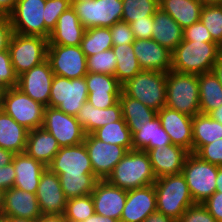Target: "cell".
Instances as JSON below:
<instances>
[{"mask_svg":"<svg viewBox=\"0 0 222 222\" xmlns=\"http://www.w3.org/2000/svg\"><path fill=\"white\" fill-rule=\"evenodd\" d=\"M221 53L216 42L183 40L172 52L171 70L196 75L212 72Z\"/></svg>","mask_w":222,"mask_h":222,"instance_id":"obj_1","label":"cell"},{"mask_svg":"<svg viewBox=\"0 0 222 222\" xmlns=\"http://www.w3.org/2000/svg\"><path fill=\"white\" fill-rule=\"evenodd\" d=\"M156 179L148 153L131 150L114 167L106 180L114 186L129 191L152 185Z\"/></svg>","mask_w":222,"mask_h":222,"instance_id":"obj_2","label":"cell"},{"mask_svg":"<svg viewBox=\"0 0 222 222\" xmlns=\"http://www.w3.org/2000/svg\"><path fill=\"white\" fill-rule=\"evenodd\" d=\"M154 187L157 211L175 221L189 206L195 204L182 173L157 178Z\"/></svg>","mask_w":222,"mask_h":222,"instance_id":"obj_3","label":"cell"},{"mask_svg":"<svg viewBox=\"0 0 222 222\" xmlns=\"http://www.w3.org/2000/svg\"><path fill=\"white\" fill-rule=\"evenodd\" d=\"M165 106L191 117L200 114L198 75L168 71Z\"/></svg>","mask_w":222,"mask_h":222,"instance_id":"obj_4","label":"cell"},{"mask_svg":"<svg viewBox=\"0 0 222 222\" xmlns=\"http://www.w3.org/2000/svg\"><path fill=\"white\" fill-rule=\"evenodd\" d=\"M122 91L158 112L166 105V73L142 70L122 85Z\"/></svg>","mask_w":222,"mask_h":222,"instance_id":"obj_5","label":"cell"},{"mask_svg":"<svg viewBox=\"0 0 222 222\" xmlns=\"http://www.w3.org/2000/svg\"><path fill=\"white\" fill-rule=\"evenodd\" d=\"M1 109L28 131L43 125L45 106L31 99L17 87L2 92Z\"/></svg>","mask_w":222,"mask_h":222,"instance_id":"obj_6","label":"cell"},{"mask_svg":"<svg viewBox=\"0 0 222 222\" xmlns=\"http://www.w3.org/2000/svg\"><path fill=\"white\" fill-rule=\"evenodd\" d=\"M194 203L205 202L216 191L218 166L189 153L182 169Z\"/></svg>","mask_w":222,"mask_h":222,"instance_id":"obj_7","label":"cell"},{"mask_svg":"<svg viewBox=\"0 0 222 222\" xmlns=\"http://www.w3.org/2000/svg\"><path fill=\"white\" fill-rule=\"evenodd\" d=\"M48 39L42 36L12 34L8 51L17 76L47 60Z\"/></svg>","mask_w":222,"mask_h":222,"instance_id":"obj_8","label":"cell"},{"mask_svg":"<svg viewBox=\"0 0 222 222\" xmlns=\"http://www.w3.org/2000/svg\"><path fill=\"white\" fill-rule=\"evenodd\" d=\"M88 93L85 77L68 79L54 75L49 106L56 107L68 115L76 116L87 101Z\"/></svg>","mask_w":222,"mask_h":222,"instance_id":"obj_9","label":"cell"},{"mask_svg":"<svg viewBox=\"0 0 222 222\" xmlns=\"http://www.w3.org/2000/svg\"><path fill=\"white\" fill-rule=\"evenodd\" d=\"M81 24L87 28L111 27L122 21V0H88L71 3Z\"/></svg>","mask_w":222,"mask_h":222,"instance_id":"obj_10","label":"cell"},{"mask_svg":"<svg viewBox=\"0 0 222 222\" xmlns=\"http://www.w3.org/2000/svg\"><path fill=\"white\" fill-rule=\"evenodd\" d=\"M42 127L58 142L60 148L84 142L85 132L76 119L56 107H45Z\"/></svg>","mask_w":222,"mask_h":222,"instance_id":"obj_11","label":"cell"},{"mask_svg":"<svg viewBox=\"0 0 222 222\" xmlns=\"http://www.w3.org/2000/svg\"><path fill=\"white\" fill-rule=\"evenodd\" d=\"M47 60L57 76L75 79L88 73L87 57L80 46L48 45Z\"/></svg>","mask_w":222,"mask_h":222,"instance_id":"obj_12","label":"cell"},{"mask_svg":"<svg viewBox=\"0 0 222 222\" xmlns=\"http://www.w3.org/2000/svg\"><path fill=\"white\" fill-rule=\"evenodd\" d=\"M46 0H18L9 15L14 33L45 37Z\"/></svg>","mask_w":222,"mask_h":222,"instance_id":"obj_13","label":"cell"},{"mask_svg":"<svg viewBox=\"0 0 222 222\" xmlns=\"http://www.w3.org/2000/svg\"><path fill=\"white\" fill-rule=\"evenodd\" d=\"M84 144L88 151L94 175L99 180H106L114 167L128 152L125 147L106 144L96 139L92 134L85 136Z\"/></svg>","mask_w":222,"mask_h":222,"instance_id":"obj_14","label":"cell"},{"mask_svg":"<svg viewBox=\"0 0 222 222\" xmlns=\"http://www.w3.org/2000/svg\"><path fill=\"white\" fill-rule=\"evenodd\" d=\"M47 168L57 175H94L84 142L61 147Z\"/></svg>","mask_w":222,"mask_h":222,"instance_id":"obj_15","label":"cell"},{"mask_svg":"<svg viewBox=\"0 0 222 222\" xmlns=\"http://www.w3.org/2000/svg\"><path fill=\"white\" fill-rule=\"evenodd\" d=\"M53 77L50 62L45 60L40 65L19 75L17 88L34 101L48 107Z\"/></svg>","mask_w":222,"mask_h":222,"instance_id":"obj_16","label":"cell"},{"mask_svg":"<svg viewBox=\"0 0 222 222\" xmlns=\"http://www.w3.org/2000/svg\"><path fill=\"white\" fill-rule=\"evenodd\" d=\"M85 79L89 92L87 102L94 107L109 108L119 101L122 85L115 76L88 72Z\"/></svg>","mask_w":222,"mask_h":222,"instance_id":"obj_17","label":"cell"},{"mask_svg":"<svg viewBox=\"0 0 222 222\" xmlns=\"http://www.w3.org/2000/svg\"><path fill=\"white\" fill-rule=\"evenodd\" d=\"M95 213L120 221L127 199V191L110 184L107 180H98L91 193Z\"/></svg>","mask_w":222,"mask_h":222,"instance_id":"obj_18","label":"cell"},{"mask_svg":"<svg viewBox=\"0 0 222 222\" xmlns=\"http://www.w3.org/2000/svg\"><path fill=\"white\" fill-rule=\"evenodd\" d=\"M157 115L172 144L186 149L189 153H193V117L166 106L159 110Z\"/></svg>","mask_w":222,"mask_h":222,"instance_id":"obj_19","label":"cell"},{"mask_svg":"<svg viewBox=\"0 0 222 222\" xmlns=\"http://www.w3.org/2000/svg\"><path fill=\"white\" fill-rule=\"evenodd\" d=\"M36 197L42 214H64L67 199L59 176L48 168L41 174Z\"/></svg>","mask_w":222,"mask_h":222,"instance_id":"obj_20","label":"cell"},{"mask_svg":"<svg viewBox=\"0 0 222 222\" xmlns=\"http://www.w3.org/2000/svg\"><path fill=\"white\" fill-rule=\"evenodd\" d=\"M133 51L142 70L167 73L172 67V52L153 39H135Z\"/></svg>","mask_w":222,"mask_h":222,"instance_id":"obj_21","label":"cell"},{"mask_svg":"<svg viewBox=\"0 0 222 222\" xmlns=\"http://www.w3.org/2000/svg\"><path fill=\"white\" fill-rule=\"evenodd\" d=\"M157 211L154 184L127 191V199L119 222H143Z\"/></svg>","mask_w":222,"mask_h":222,"instance_id":"obj_22","label":"cell"},{"mask_svg":"<svg viewBox=\"0 0 222 222\" xmlns=\"http://www.w3.org/2000/svg\"><path fill=\"white\" fill-rule=\"evenodd\" d=\"M147 153L156 178L180 174L189 154L186 149L174 144L155 147Z\"/></svg>","mask_w":222,"mask_h":222,"instance_id":"obj_23","label":"cell"},{"mask_svg":"<svg viewBox=\"0 0 222 222\" xmlns=\"http://www.w3.org/2000/svg\"><path fill=\"white\" fill-rule=\"evenodd\" d=\"M85 31L74 9L69 7L59 16L49 35L48 45L80 46Z\"/></svg>","mask_w":222,"mask_h":222,"instance_id":"obj_24","label":"cell"},{"mask_svg":"<svg viewBox=\"0 0 222 222\" xmlns=\"http://www.w3.org/2000/svg\"><path fill=\"white\" fill-rule=\"evenodd\" d=\"M41 215L36 194L16 187L5 191L3 217L38 220Z\"/></svg>","mask_w":222,"mask_h":222,"instance_id":"obj_25","label":"cell"},{"mask_svg":"<svg viewBox=\"0 0 222 222\" xmlns=\"http://www.w3.org/2000/svg\"><path fill=\"white\" fill-rule=\"evenodd\" d=\"M12 162L16 175L13 187L36 194L41 174L47 167L26 153L15 154Z\"/></svg>","mask_w":222,"mask_h":222,"instance_id":"obj_26","label":"cell"},{"mask_svg":"<svg viewBox=\"0 0 222 222\" xmlns=\"http://www.w3.org/2000/svg\"><path fill=\"white\" fill-rule=\"evenodd\" d=\"M132 134L133 150L148 152L155 147L172 144L169 135L161 125V120L154 117L142 127H128Z\"/></svg>","mask_w":222,"mask_h":222,"instance_id":"obj_27","label":"cell"},{"mask_svg":"<svg viewBox=\"0 0 222 222\" xmlns=\"http://www.w3.org/2000/svg\"><path fill=\"white\" fill-rule=\"evenodd\" d=\"M121 118L122 108L119 101L115 105L104 109L96 108L86 101L76 115V119L86 135L92 134L104 125L118 121Z\"/></svg>","mask_w":222,"mask_h":222,"instance_id":"obj_28","label":"cell"},{"mask_svg":"<svg viewBox=\"0 0 222 222\" xmlns=\"http://www.w3.org/2000/svg\"><path fill=\"white\" fill-rule=\"evenodd\" d=\"M151 39L173 52L183 41V28L168 13L159 8L153 15Z\"/></svg>","mask_w":222,"mask_h":222,"instance_id":"obj_29","label":"cell"},{"mask_svg":"<svg viewBox=\"0 0 222 222\" xmlns=\"http://www.w3.org/2000/svg\"><path fill=\"white\" fill-rule=\"evenodd\" d=\"M59 149L57 140L43 127L28 131L25 153L46 167Z\"/></svg>","mask_w":222,"mask_h":222,"instance_id":"obj_30","label":"cell"},{"mask_svg":"<svg viewBox=\"0 0 222 222\" xmlns=\"http://www.w3.org/2000/svg\"><path fill=\"white\" fill-rule=\"evenodd\" d=\"M28 130L0 109V147L14 154L25 153Z\"/></svg>","mask_w":222,"mask_h":222,"instance_id":"obj_31","label":"cell"},{"mask_svg":"<svg viewBox=\"0 0 222 222\" xmlns=\"http://www.w3.org/2000/svg\"><path fill=\"white\" fill-rule=\"evenodd\" d=\"M202 7L198 0H159V8L183 29L200 21Z\"/></svg>","mask_w":222,"mask_h":222,"instance_id":"obj_32","label":"cell"},{"mask_svg":"<svg viewBox=\"0 0 222 222\" xmlns=\"http://www.w3.org/2000/svg\"><path fill=\"white\" fill-rule=\"evenodd\" d=\"M200 114L208 115L222 105V84L213 72L198 75Z\"/></svg>","mask_w":222,"mask_h":222,"instance_id":"obj_33","label":"cell"},{"mask_svg":"<svg viewBox=\"0 0 222 222\" xmlns=\"http://www.w3.org/2000/svg\"><path fill=\"white\" fill-rule=\"evenodd\" d=\"M193 153L203 145L222 139V124L209 115L197 114L192 119Z\"/></svg>","mask_w":222,"mask_h":222,"instance_id":"obj_34","label":"cell"},{"mask_svg":"<svg viewBox=\"0 0 222 222\" xmlns=\"http://www.w3.org/2000/svg\"><path fill=\"white\" fill-rule=\"evenodd\" d=\"M122 117L128 127H142L157 116V111L147 107L137 99L127 96L123 91L119 96Z\"/></svg>","mask_w":222,"mask_h":222,"instance_id":"obj_35","label":"cell"},{"mask_svg":"<svg viewBox=\"0 0 222 222\" xmlns=\"http://www.w3.org/2000/svg\"><path fill=\"white\" fill-rule=\"evenodd\" d=\"M116 56L115 77L123 85L142 71L136 58L132 44L113 45Z\"/></svg>","mask_w":222,"mask_h":222,"instance_id":"obj_36","label":"cell"},{"mask_svg":"<svg viewBox=\"0 0 222 222\" xmlns=\"http://www.w3.org/2000/svg\"><path fill=\"white\" fill-rule=\"evenodd\" d=\"M92 135L106 144L123 146L128 151L133 150L132 134L123 117L95 130Z\"/></svg>","mask_w":222,"mask_h":222,"instance_id":"obj_37","label":"cell"},{"mask_svg":"<svg viewBox=\"0 0 222 222\" xmlns=\"http://www.w3.org/2000/svg\"><path fill=\"white\" fill-rule=\"evenodd\" d=\"M85 56L112 49V35L109 27L87 28L80 44Z\"/></svg>","mask_w":222,"mask_h":222,"instance_id":"obj_38","label":"cell"},{"mask_svg":"<svg viewBox=\"0 0 222 222\" xmlns=\"http://www.w3.org/2000/svg\"><path fill=\"white\" fill-rule=\"evenodd\" d=\"M66 199L86 196L92 193L99 180L95 175H58Z\"/></svg>","mask_w":222,"mask_h":222,"instance_id":"obj_39","label":"cell"},{"mask_svg":"<svg viewBox=\"0 0 222 222\" xmlns=\"http://www.w3.org/2000/svg\"><path fill=\"white\" fill-rule=\"evenodd\" d=\"M122 5V21L131 23L153 16L159 9V0H122Z\"/></svg>","mask_w":222,"mask_h":222,"instance_id":"obj_40","label":"cell"},{"mask_svg":"<svg viewBox=\"0 0 222 222\" xmlns=\"http://www.w3.org/2000/svg\"><path fill=\"white\" fill-rule=\"evenodd\" d=\"M95 214L91 194L68 199L64 211L67 222H82Z\"/></svg>","mask_w":222,"mask_h":222,"instance_id":"obj_41","label":"cell"},{"mask_svg":"<svg viewBox=\"0 0 222 222\" xmlns=\"http://www.w3.org/2000/svg\"><path fill=\"white\" fill-rule=\"evenodd\" d=\"M200 21L210 32L212 39L222 47V4L203 6Z\"/></svg>","mask_w":222,"mask_h":222,"instance_id":"obj_42","label":"cell"},{"mask_svg":"<svg viewBox=\"0 0 222 222\" xmlns=\"http://www.w3.org/2000/svg\"><path fill=\"white\" fill-rule=\"evenodd\" d=\"M86 64L88 72L115 76L117 62L113 49L88 56Z\"/></svg>","mask_w":222,"mask_h":222,"instance_id":"obj_43","label":"cell"},{"mask_svg":"<svg viewBox=\"0 0 222 222\" xmlns=\"http://www.w3.org/2000/svg\"><path fill=\"white\" fill-rule=\"evenodd\" d=\"M71 7L70 0H46L45 10V38L48 39L50 33L55 28L59 16Z\"/></svg>","mask_w":222,"mask_h":222,"instance_id":"obj_44","label":"cell"},{"mask_svg":"<svg viewBox=\"0 0 222 222\" xmlns=\"http://www.w3.org/2000/svg\"><path fill=\"white\" fill-rule=\"evenodd\" d=\"M16 75L8 50L0 51V90L7 91L11 87H17Z\"/></svg>","mask_w":222,"mask_h":222,"instance_id":"obj_45","label":"cell"},{"mask_svg":"<svg viewBox=\"0 0 222 222\" xmlns=\"http://www.w3.org/2000/svg\"><path fill=\"white\" fill-rule=\"evenodd\" d=\"M177 222H218L202 203L187 208Z\"/></svg>","mask_w":222,"mask_h":222,"instance_id":"obj_46","label":"cell"},{"mask_svg":"<svg viewBox=\"0 0 222 222\" xmlns=\"http://www.w3.org/2000/svg\"><path fill=\"white\" fill-rule=\"evenodd\" d=\"M195 154L208 163L222 167V139L203 145Z\"/></svg>","mask_w":222,"mask_h":222,"instance_id":"obj_47","label":"cell"},{"mask_svg":"<svg viewBox=\"0 0 222 222\" xmlns=\"http://www.w3.org/2000/svg\"><path fill=\"white\" fill-rule=\"evenodd\" d=\"M109 28L112 35L113 45L133 44L135 38L129 23L119 21Z\"/></svg>","mask_w":222,"mask_h":222,"instance_id":"obj_48","label":"cell"},{"mask_svg":"<svg viewBox=\"0 0 222 222\" xmlns=\"http://www.w3.org/2000/svg\"><path fill=\"white\" fill-rule=\"evenodd\" d=\"M183 40L215 42L212 39L210 32L201 21L183 29Z\"/></svg>","mask_w":222,"mask_h":222,"instance_id":"obj_49","label":"cell"},{"mask_svg":"<svg viewBox=\"0 0 222 222\" xmlns=\"http://www.w3.org/2000/svg\"><path fill=\"white\" fill-rule=\"evenodd\" d=\"M129 24L135 39H151L153 32V16L135 20Z\"/></svg>","mask_w":222,"mask_h":222,"instance_id":"obj_50","label":"cell"},{"mask_svg":"<svg viewBox=\"0 0 222 222\" xmlns=\"http://www.w3.org/2000/svg\"><path fill=\"white\" fill-rule=\"evenodd\" d=\"M202 204L218 222H222V192H214Z\"/></svg>","mask_w":222,"mask_h":222,"instance_id":"obj_51","label":"cell"},{"mask_svg":"<svg viewBox=\"0 0 222 222\" xmlns=\"http://www.w3.org/2000/svg\"><path fill=\"white\" fill-rule=\"evenodd\" d=\"M13 29L9 16L0 15V51L8 50Z\"/></svg>","mask_w":222,"mask_h":222,"instance_id":"obj_52","label":"cell"},{"mask_svg":"<svg viewBox=\"0 0 222 222\" xmlns=\"http://www.w3.org/2000/svg\"><path fill=\"white\" fill-rule=\"evenodd\" d=\"M15 178L16 175L13 162L0 167V189L4 191L11 189L14 186Z\"/></svg>","mask_w":222,"mask_h":222,"instance_id":"obj_53","label":"cell"},{"mask_svg":"<svg viewBox=\"0 0 222 222\" xmlns=\"http://www.w3.org/2000/svg\"><path fill=\"white\" fill-rule=\"evenodd\" d=\"M18 0H0V15L9 16L15 9Z\"/></svg>","mask_w":222,"mask_h":222,"instance_id":"obj_54","label":"cell"},{"mask_svg":"<svg viewBox=\"0 0 222 222\" xmlns=\"http://www.w3.org/2000/svg\"><path fill=\"white\" fill-rule=\"evenodd\" d=\"M143 222H177L174 219L165 216L163 213L155 211L150 214Z\"/></svg>","mask_w":222,"mask_h":222,"instance_id":"obj_55","label":"cell"},{"mask_svg":"<svg viewBox=\"0 0 222 222\" xmlns=\"http://www.w3.org/2000/svg\"><path fill=\"white\" fill-rule=\"evenodd\" d=\"M38 222H67L64 214H42Z\"/></svg>","mask_w":222,"mask_h":222,"instance_id":"obj_56","label":"cell"},{"mask_svg":"<svg viewBox=\"0 0 222 222\" xmlns=\"http://www.w3.org/2000/svg\"><path fill=\"white\" fill-rule=\"evenodd\" d=\"M14 153L0 147V167L6 166L13 161Z\"/></svg>","mask_w":222,"mask_h":222,"instance_id":"obj_57","label":"cell"},{"mask_svg":"<svg viewBox=\"0 0 222 222\" xmlns=\"http://www.w3.org/2000/svg\"><path fill=\"white\" fill-rule=\"evenodd\" d=\"M212 72L222 84V53L219 55L217 61L213 65Z\"/></svg>","mask_w":222,"mask_h":222,"instance_id":"obj_58","label":"cell"},{"mask_svg":"<svg viewBox=\"0 0 222 222\" xmlns=\"http://www.w3.org/2000/svg\"><path fill=\"white\" fill-rule=\"evenodd\" d=\"M82 222H119V220L110 217H105L103 215L95 213L94 215L90 216L89 218H87L85 221Z\"/></svg>","mask_w":222,"mask_h":222,"instance_id":"obj_59","label":"cell"},{"mask_svg":"<svg viewBox=\"0 0 222 222\" xmlns=\"http://www.w3.org/2000/svg\"><path fill=\"white\" fill-rule=\"evenodd\" d=\"M208 115L222 124V105L211 111Z\"/></svg>","mask_w":222,"mask_h":222,"instance_id":"obj_60","label":"cell"},{"mask_svg":"<svg viewBox=\"0 0 222 222\" xmlns=\"http://www.w3.org/2000/svg\"><path fill=\"white\" fill-rule=\"evenodd\" d=\"M4 222H38V220L25 219L21 217H3Z\"/></svg>","mask_w":222,"mask_h":222,"instance_id":"obj_61","label":"cell"},{"mask_svg":"<svg viewBox=\"0 0 222 222\" xmlns=\"http://www.w3.org/2000/svg\"><path fill=\"white\" fill-rule=\"evenodd\" d=\"M215 182H216L215 192H222V167L218 166V174Z\"/></svg>","mask_w":222,"mask_h":222,"instance_id":"obj_62","label":"cell"},{"mask_svg":"<svg viewBox=\"0 0 222 222\" xmlns=\"http://www.w3.org/2000/svg\"><path fill=\"white\" fill-rule=\"evenodd\" d=\"M203 6L206 5H221L222 0H198Z\"/></svg>","mask_w":222,"mask_h":222,"instance_id":"obj_63","label":"cell"},{"mask_svg":"<svg viewBox=\"0 0 222 222\" xmlns=\"http://www.w3.org/2000/svg\"><path fill=\"white\" fill-rule=\"evenodd\" d=\"M5 191L0 189V219L3 218Z\"/></svg>","mask_w":222,"mask_h":222,"instance_id":"obj_64","label":"cell"},{"mask_svg":"<svg viewBox=\"0 0 222 222\" xmlns=\"http://www.w3.org/2000/svg\"><path fill=\"white\" fill-rule=\"evenodd\" d=\"M88 0H70V3H79V2H84Z\"/></svg>","mask_w":222,"mask_h":222,"instance_id":"obj_65","label":"cell"},{"mask_svg":"<svg viewBox=\"0 0 222 222\" xmlns=\"http://www.w3.org/2000/svg\"><path fill=\"white\" fill-rule=\"evenodd\" d=\"M1 94H2V91L0 90V103H1Z\"/></svg>","mask_w":222,"mask_h":222,"instance_id":"obj_66","label":"cell"}]
</instances>
